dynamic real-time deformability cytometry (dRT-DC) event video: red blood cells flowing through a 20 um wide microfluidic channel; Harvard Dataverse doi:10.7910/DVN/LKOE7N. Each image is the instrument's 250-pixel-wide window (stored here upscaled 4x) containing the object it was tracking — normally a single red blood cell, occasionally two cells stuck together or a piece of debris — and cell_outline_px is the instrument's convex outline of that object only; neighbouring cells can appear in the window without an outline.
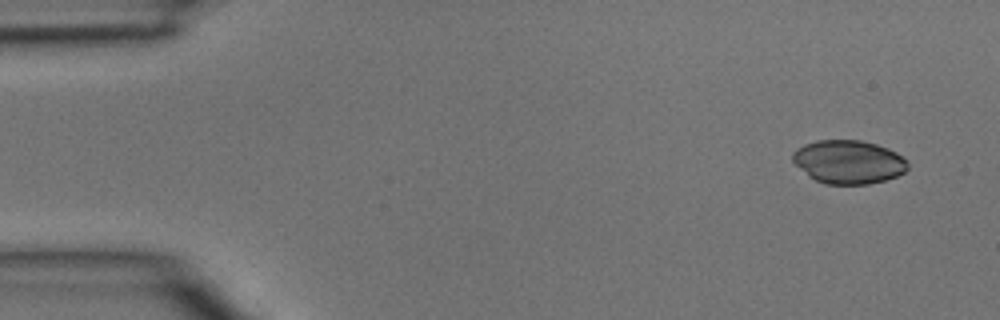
{"species": "common noctule bat (a hibernating species)", "species_latin": "Nyctalus noctula", "temperature_condition": "room temperature", "stored_images_in_passage": 4, "camera_frame_rate_fps": 3000, "um_per_image_px": 0.085, "animal": {"sex": "male", "body_mass_g": 15.6}, "frame": {"image": 1, "passage_image": 1, "time_ms": 0.0, "image_size_px": [1000, 320], "cell_outline_px": [[908, 168], [904, 172], [896, 176], [884, 180], [868, 184], [824, 184], [808, 176], [792, 160], [792, 152], [796, 148], [804, 144], [816, 140], [860, 140], [876, 144], [888, 148], [896, 152], [908, 164]], "centroid_in_image_um": [72.09, 13.76], "position_along_channel_um": 12.9, "area_um2": 29.13}}
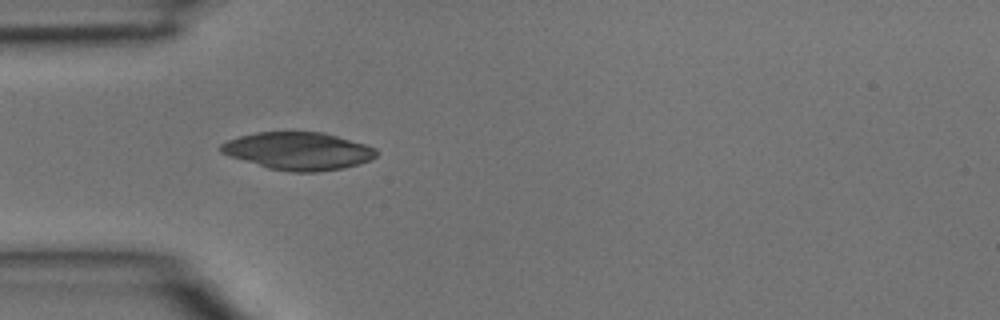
{"frame": {"image": 2, "passage_image": 4, "time_ms": 1.0, "image_size_px": [1000, 320], "cell_outline_px": [[380, 152], [376, 156], [360, 164], [344, 168], [316, 172], [292, 172], [268, 168], [220, 152], [220, 144], [228, 140], [240, 136], [256, 132], [324, 132], [364, 144], [376, 148]], "centroid_in_image_um": [25.39, 12.83], "position_along_channel_um": 59.6, "area_um2": 33.93}}